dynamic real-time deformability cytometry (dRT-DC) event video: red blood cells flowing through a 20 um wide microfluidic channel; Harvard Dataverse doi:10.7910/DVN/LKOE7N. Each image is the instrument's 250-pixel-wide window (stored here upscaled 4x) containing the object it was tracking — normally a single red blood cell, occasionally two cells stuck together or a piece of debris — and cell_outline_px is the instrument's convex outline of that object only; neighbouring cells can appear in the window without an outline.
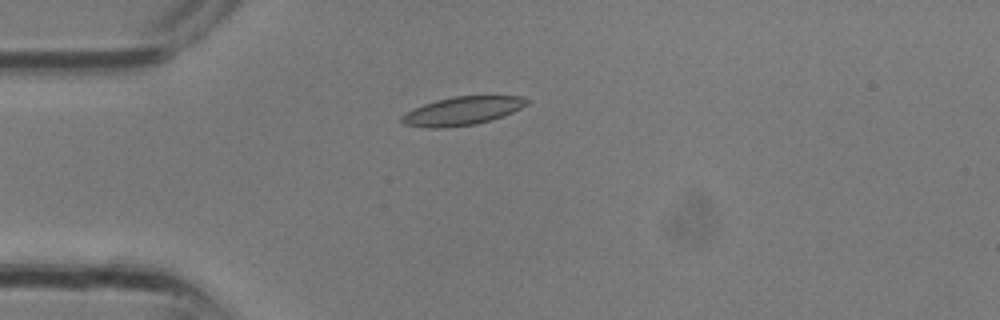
{"species": "common noctule bat (a hibernating species)", "species_latin": "Nyctalus noctula", "temperature_condition": "room temperature", "stored_images_in_passage": 14, "camera_frame_rate_fps": 3000, "um_per_image_px": 0.085, "animal": {"sex": "male", "body_mass_g": 13.3}, "frame": {"image": 1, "passage_image": 1, "time_ms": 0.0, "image_size_px": [1000, 320], "cell_outline_px": [[528, 104], [512, 112], [492, 120], [476, 124], [448, 128], [424, 128], [404, 124], [400, 120], [400, 116], [412, 108], [436, 100], [452, 96], [520, 96], [528, 100]], "centroid_in_image_um": [39.23, 9.44], "position_along_channel_um": 45.8, "area_um2": 20.87}}
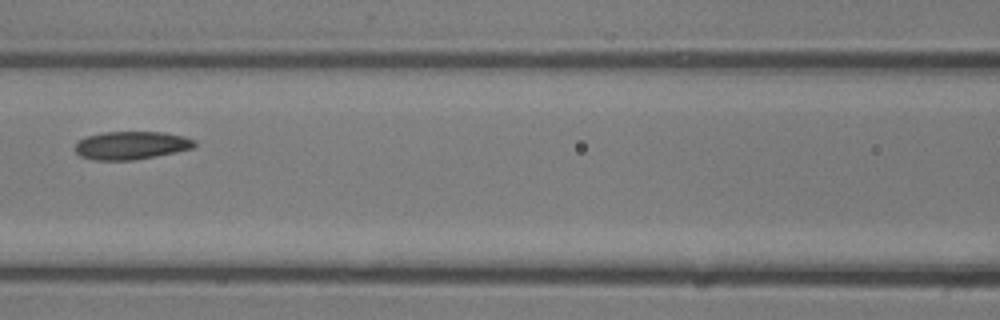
{"frame": {"image": 2, "passage_image": 7, "time_ms": 2.0, "image_size_px": [1000, 320], "cell_outline_px": [[196, 144], [192, 148], [176, 152], [156, 156], [132, 160], [96, 160], [80, 156], [76, 152], [76, 144], [80, 140], [88, 136], [104, 132], [164, 132], [184, 136], [196, 140]], "centroid_in_image_um": [11.19, 12.35], "position_along_channel_um": 155.4, "area_um2": 19.42}}
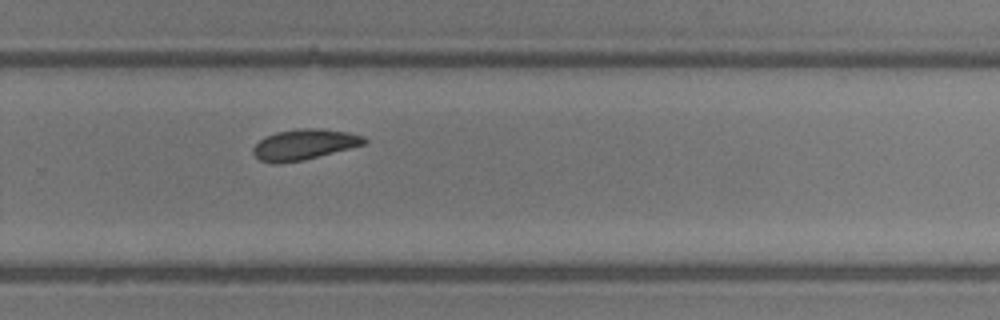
{"frame": {"image": 3, "passage_image": 14, "time_ms": 4.333, "image_size_px": [1000, 320], "cell_outline_px": [[368, 140], [364, 144], [304, 160], [280, 164], [272, 164], [260, 160], [252, 152], [252, 148], [264, 136], [276, 132], [300, 128], [320, 128], [348, 132], [364, 136]], "centroid_in_image_um": [25.82, 12.28], "position_along_channel_um": 304.0, "area_um2": 19.88}}